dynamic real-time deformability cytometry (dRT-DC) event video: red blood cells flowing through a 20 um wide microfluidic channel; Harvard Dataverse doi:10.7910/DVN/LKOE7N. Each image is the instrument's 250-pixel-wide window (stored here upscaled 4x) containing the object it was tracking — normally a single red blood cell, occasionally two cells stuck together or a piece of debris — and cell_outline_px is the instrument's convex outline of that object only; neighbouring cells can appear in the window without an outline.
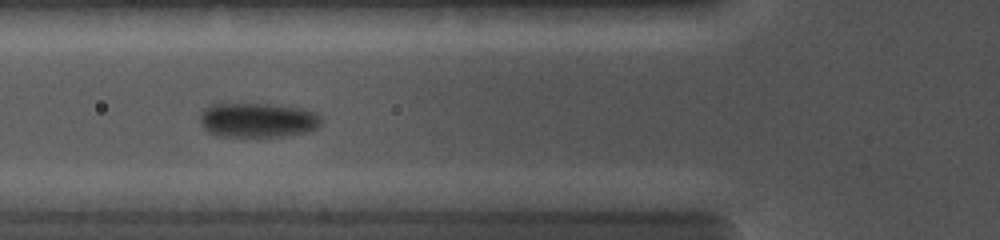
{"species": "common noctule bat (a hibernating species)", "species_latin": "Nyctalus noctula", "temperature_condition": "cold", "stored_images_in_passage": 47, "camera_frame_rate_fps": 5000, "um_per_image_px": 0.085, "animal": {"sex": "female", "body_mass_g": 19.0, "forearm_length_mm": 56.7}, "frame": {"image": 1, "passage_image": 14, "time_ms": 3.2, "image_size_px": [1000, 240], "cell_outline_px": [[320, 124], [316, 128], [304, 132], [280, 136], [216, 136], [208, 132], [204, 128], [200, 120], [200, 112], [208, 104], [264, 104], [300, 108], [316, 112], [320, 116]], "centroid_in_image_um": [21.85, 10.2], "position_along_channel_um": 104.0, "area_um2": 24.22}}